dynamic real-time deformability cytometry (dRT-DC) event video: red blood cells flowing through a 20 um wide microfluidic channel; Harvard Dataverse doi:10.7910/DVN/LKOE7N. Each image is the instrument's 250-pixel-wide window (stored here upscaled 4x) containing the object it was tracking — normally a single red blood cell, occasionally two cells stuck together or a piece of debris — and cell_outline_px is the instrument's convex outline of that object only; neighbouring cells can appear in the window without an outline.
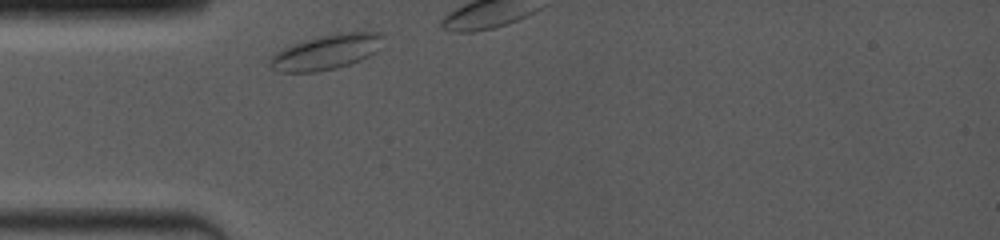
{"species": "common noctule bat (a hibernating species)", "species_latin": "Nyctalus noctula", "temperature_condition": "room temperature", "stored_images_in_passage": 4, "camera_frame_rate_fps": 4000, "um_per_image_px": 0.085, "animal": {"sex": "female", "body_mass_g": 19.0, "forearm_length_mm": 53.3}, "frame": {"image": 1, "passage_image": 1, "time_ms": 0.0, "image_size_px": [1000, 240], "cell_outline_px": [[384, 36], [376, 52], [360, 60], [336, 68], [316, 72], [280, 72], [272, 68], [268, 64], [268, 60], [276, 52], [284, 48], [304, 40], [320, 36], [344, 32], [380, 32]], "centroid_in_image_um": [27.72, 4.43], "position_along_channel_um": 57.3, "area_um2": 22.83}}